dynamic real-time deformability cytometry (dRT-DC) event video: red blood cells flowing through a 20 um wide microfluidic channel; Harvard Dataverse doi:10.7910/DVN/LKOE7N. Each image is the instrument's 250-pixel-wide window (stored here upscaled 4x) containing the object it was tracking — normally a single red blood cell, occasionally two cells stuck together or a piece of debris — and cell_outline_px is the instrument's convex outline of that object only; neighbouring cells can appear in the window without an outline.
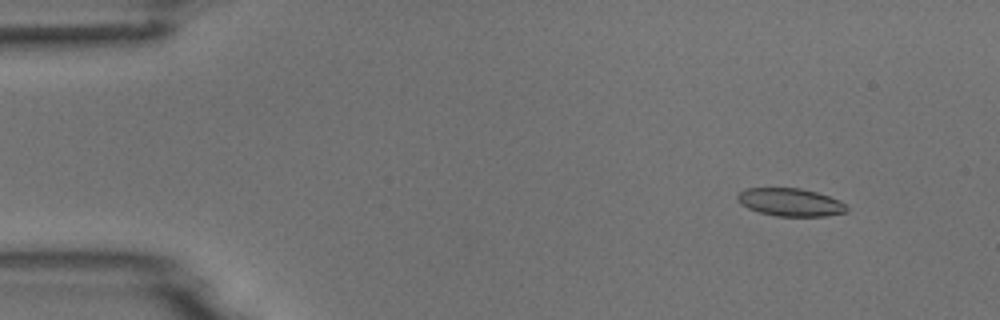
{"species": "common noctule bat (a hibernating species)", "species_latin": "Nyctalus noctula", "temperature_condition": "room temperature", "stored_images_in_passage": 5, "camera_frame_rate_fps": 3000, "um_per_image_px": 0.085, "animal": {"sex": "male", "body_mass_g": 18.8}, "frame": {"image": 1, "passage_image": 2, "time_ms": 1.333, "image_size_px": [1000, 320], "cell_outline_px": [[848, 212], [824, 216], [776, 216], [760, 212], [748, 208], [740, 204], [736, 200], [736, 196], [740, 192], [748, 188], [800, 188], [816, 192], [840, 200], [848, 208]], "centroid_in_image_um": [67.17, 17.19], "position_along_channel_um": 17.8, "area_um2": 17.74}}
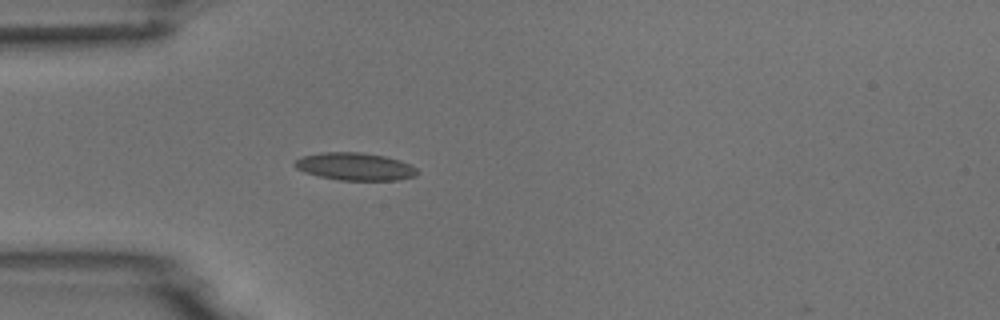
{"frame": {"image": 2, "passage_image": 5, "time_ms": 4.667, "image_size_px": [1000, 320], "cell_outline_px": [[420, 172], [416, 176], [396, 180], [340, 180], [320, 176], [304, 172], [296, 168], [292, 164], [296, 160], [304, 156], [320, 152], [360, 152], [384, 156], [400, 160], [416, 168]], "centroid_in_image_um": [30.18, 14.15], "position_along_channel_um": 54.8, "area_um2": 19.65}}